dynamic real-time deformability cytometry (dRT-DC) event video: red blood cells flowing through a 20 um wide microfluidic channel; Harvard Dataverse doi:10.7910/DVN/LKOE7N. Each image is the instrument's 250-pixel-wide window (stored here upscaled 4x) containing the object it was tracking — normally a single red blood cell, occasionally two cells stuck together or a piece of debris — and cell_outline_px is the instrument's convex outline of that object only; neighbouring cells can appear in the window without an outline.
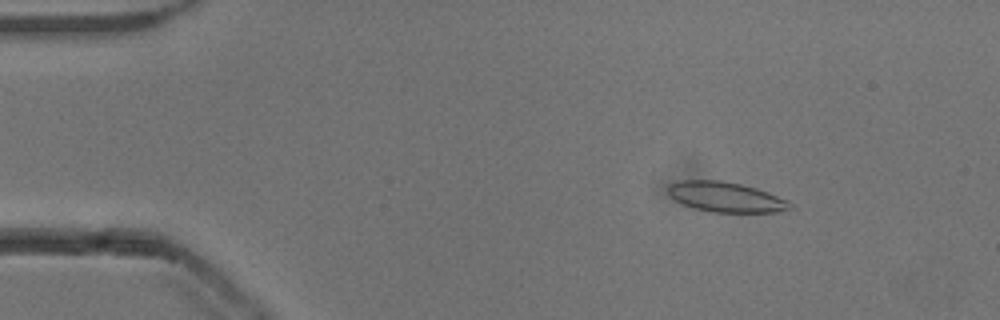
{"species": "common noctule bat (a hibernating species)", "species_latin": "Nyctalus noctula", "temperature_condition": "cold", "stored_images_in_passage": 47, "camera_frame_rate_fps": 3000, "um_per_image_px": 0.085, "animal": {"sex": "male", "body_mass_g": 13.3}, "frame": {"image": 1, "passage_image": 1, "time_ms": 0.0, "image_size_px": [1000, 320], "cell_outline_px": [[792, 208], [776, 212], [712, 212], [696, 208], [684, 204], [676, 200], [668, 192], [668, 184], [680, 180], [720, 180], [740, 184], [756, 188], [768, 192], [788, 200], [792, 204]], "centroid_in_image_um": [61.71, 16.74], "position_along_channel_um": 23.3, "area_um2": 21.21}}
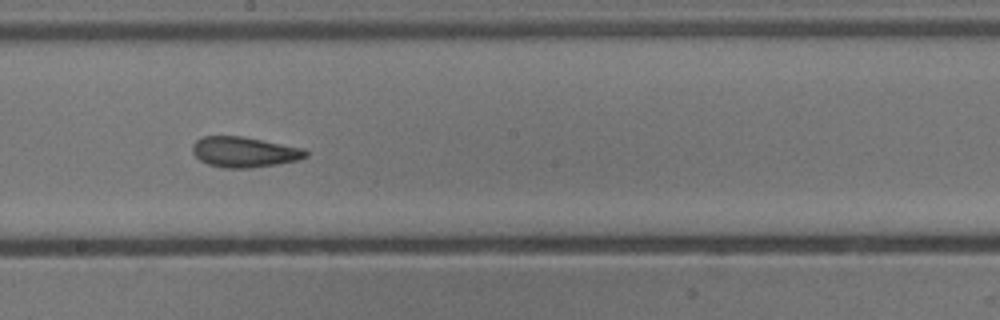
{"frame": {"image": 2, "passage_image": 23, "time_ms": 7.333, "image_size_px": [1000, 320], "cell_outline_px": [[308, 156], [296, 160], [276, 164], [248, 168], [224, 168], [208, 164], [200, 160], [192, 152], [192, 144], [196, 140], [204, 136], [244, 136], [304, 148], [308, 152]], "centroid_in_image_um": [20.75, 12.91], "position_along_channel_um": 227.4, "area_um2": 20.11}}
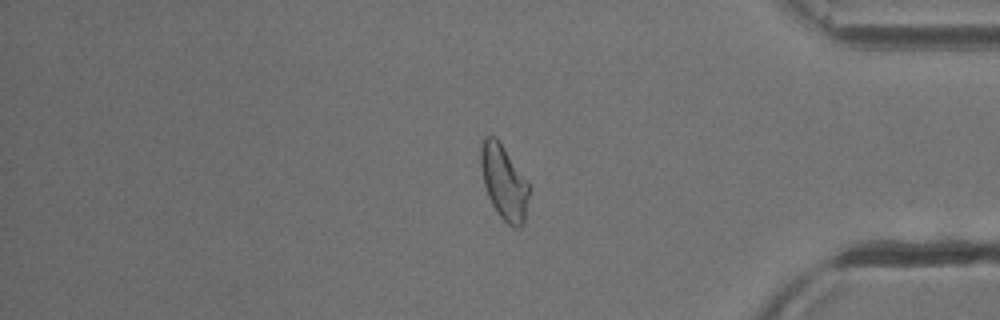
{"frame": {"image": 3, "passage_image": 38, "time_ms": 12.333, "image_size_px": [1000, 320], "cell_outline_px": [[528, 196], [524, 224], [520, 228], [516, 228], [508, 224], [496, 212], [488, 196], [484, 184], [480, 164], [480, 148], [484, 136], [496, 136], [528, 180]], "centroid_in_image_um": [42.83, 15.47], "position_along_channel_um": 392.4, "area_um2": 21.04}, "authors_computed_cell_mechanics": {"area_um2": 21.0392, "velocity_mm_per_s": 3.8198, "shape_relaxation_time_tau1_ms": null, "shape_relaxation_time_tau2_ms": 2.2454, "deformation_change_tau1": null, "deformation_change_tau2": 0.0931}}